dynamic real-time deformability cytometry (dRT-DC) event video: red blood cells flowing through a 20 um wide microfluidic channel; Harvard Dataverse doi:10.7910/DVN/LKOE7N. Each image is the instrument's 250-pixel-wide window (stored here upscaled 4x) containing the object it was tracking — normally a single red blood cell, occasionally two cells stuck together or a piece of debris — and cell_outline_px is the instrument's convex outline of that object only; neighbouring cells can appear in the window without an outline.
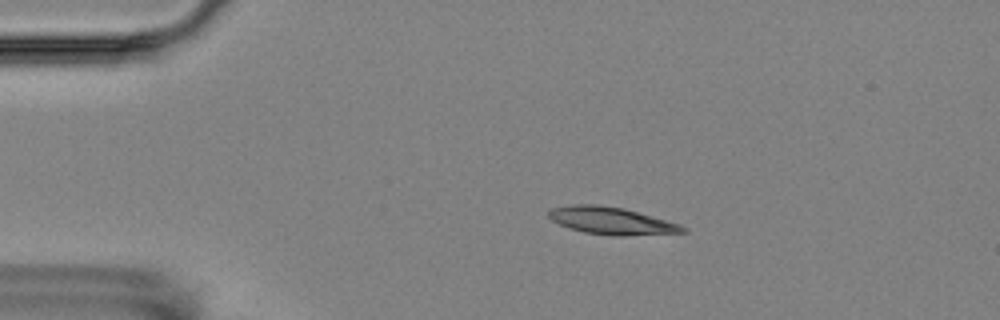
{"species": "Egyptian fruit bat (a non-hibernating species)", "species_latin": "Rousettus aegyptiacus", "temperature_condition": "room temperature", "stored_images_in_passage": 4, "camera_frame_rate_fps": 3000, "um_per_image_px": 0.085, "animal": {"sex": "female"}, "frame": {"image": 1, "passage_image": 3, "time_ms": 2.0, "image_size_px": [1000, 320], "cell_outline_px": [[688, 232], [624, 236], [612, 236], [584, 232], [568, 228], [552, 220], [548, 216], [548, 212], [552, 208], [576, 204], [596, 204], [624, 208], [680, 224], [688, 228]], "centroid_in_image_um": [52.0, 18.77], "position_along_channel_um": 33.0, "area_um2": 21.39}}